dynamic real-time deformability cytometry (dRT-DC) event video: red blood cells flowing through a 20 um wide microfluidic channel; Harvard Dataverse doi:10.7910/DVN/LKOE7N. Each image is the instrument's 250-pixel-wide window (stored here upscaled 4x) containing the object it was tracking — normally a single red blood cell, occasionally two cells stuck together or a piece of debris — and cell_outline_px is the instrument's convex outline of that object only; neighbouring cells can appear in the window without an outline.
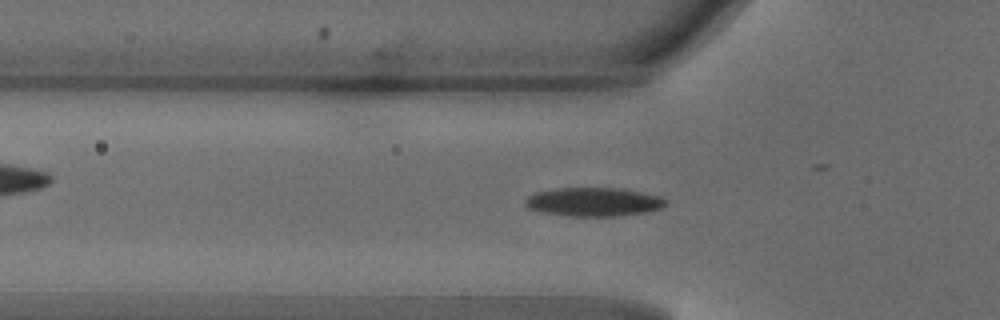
{"species": "common noctule bat (a hibernating species)", "species_latin": "Nyctalus noctula", "temperature_condition": "warm", "stored_images_in_passage": 36, "camera_frame_rate_fps": 3000, "um_per_image_px": 0.085, "animal": {"sex": "male", "body_mass_g": 18.8}, "frame": {"image": 1, "passage_image": 15, "time_ms": 4.667, "image_size_px": [1000, 320], "cell_outline_px": [[668, 204], [660, 208], [644, 212], [616, 216], [568, 216], [544, 212], [528, 208], [524, 204], [524, 200], [528, 196], [536, 192], [552, 188], [624, 188], [660, 196], [668, 200]], "centroid_in_image_um": [50.46, 17.15], "position_along_channel_um": 75.3, "area_um2": 23.64}}
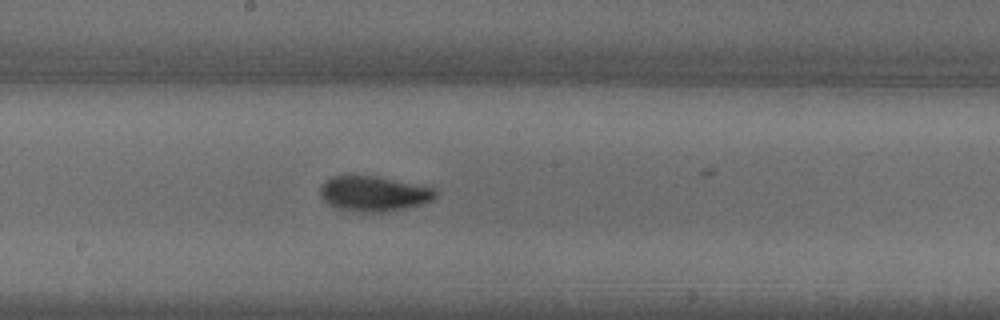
{"frame": {"image": 2, "passage_image": 25, "time_ms": 8.0, "image_size_px": [1000, 320], "cell_outline_px": [[436, 196], [432, 200], [420, 204], [404, 208], [384, 212], [360, 212], [332, 208], [320, 196], [320, 184], [324, 180], [332, 176], [348, 172], [372, 176], [416, 184], [436, 188]], "centroid_in_image_um": [31.66, 16.43], "position_along_channel_um": 216.5, "area_um2": 24.22}}
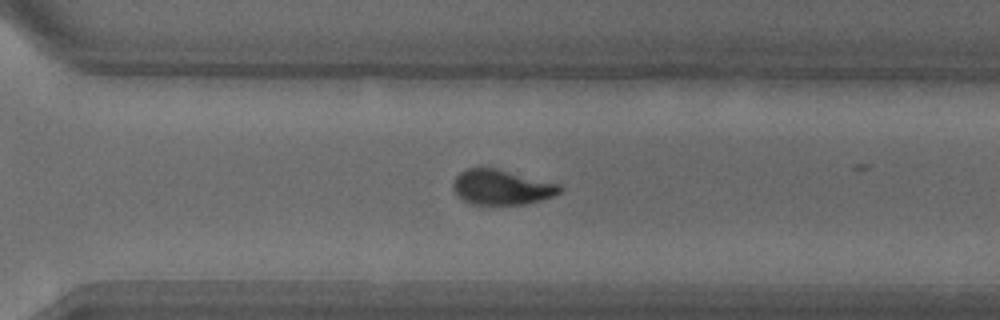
{"frame": {"image": 3, "passage_image": 33, "time_ms": 10.667, "image_size_px": [1000, 320], "cell_outline_px": [[560, 192], [556, 196], [524, 204], [472, 204], [456, 196], [452, 188], [452, 180], [460, 172], [468, 168], [496, 168], [560, 184]], "centroid_in_image_um": [42.6, 15.91], "position_along_channel_um": 328.0, "area_um2": 21.79}}